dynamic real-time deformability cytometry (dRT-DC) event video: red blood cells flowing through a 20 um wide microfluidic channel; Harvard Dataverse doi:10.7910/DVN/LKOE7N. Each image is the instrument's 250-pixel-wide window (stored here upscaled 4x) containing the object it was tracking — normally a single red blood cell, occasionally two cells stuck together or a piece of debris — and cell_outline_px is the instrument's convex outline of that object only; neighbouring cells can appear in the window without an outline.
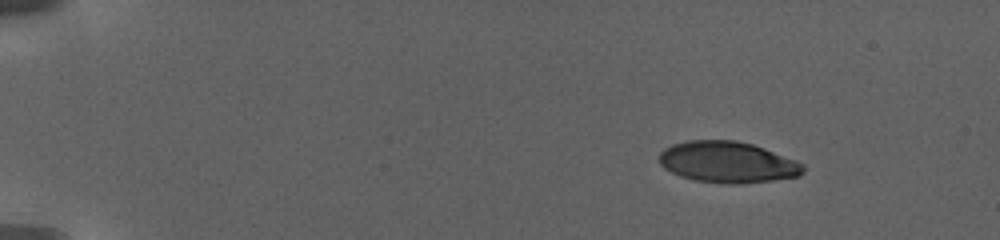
{"species": "human", "species_latin": "Homo sapiens", "temperature_condition": "warm", "stored_images_in_passage": 56, "camera_frame_rate_fps": 3000, "um_per_image_px": 0.085, "donor": {"sex": "female"}, "frame": {"image": 1, "passage_image": 1, "time_ms": 0.0, "image_size_px": [1000, 240], "cell_outline_px": [[804, 172], [800, 176], [772, 180], [740, 184], [728, 184], [696, 180], [680, 176], [664, 168], [660, 164], [660, 152], [664, 148], [672, 144], [688, 140], [736, 140], [752, 144], [764, 148], [796, 160], [804, 164]], "centroid_in_image_um": [61.85, 13.78], "position_along_channel_um": 23.1, "area_um2": 34.62}}
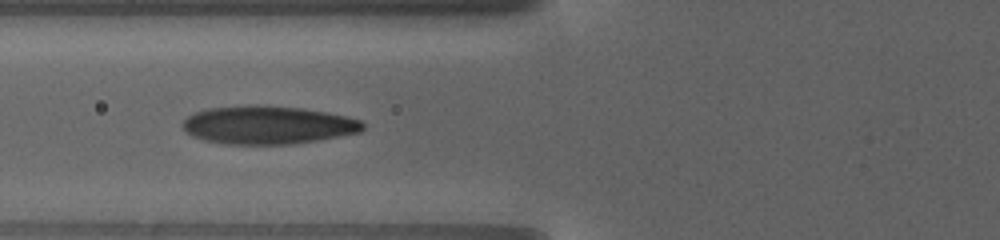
{"frame": {"image": 2, "passage_image": 17, "time_ms": 7.0, "image_size_px": [1000, 240], "cell_outline_px": [[364, 128], [360, 132], [320, 140], [296, 144], [224, 144], [204, 140], [192, 136], [180, 124], [188, 116], [196, 112], [208, 108], [300, 108], [324, 112], [344, 116], [360, 120], [364, 124]], "centroid_in_image_um": [22.79, 10.68], "position_along_channel_um": 103.0, "area_um2": 38.78}}
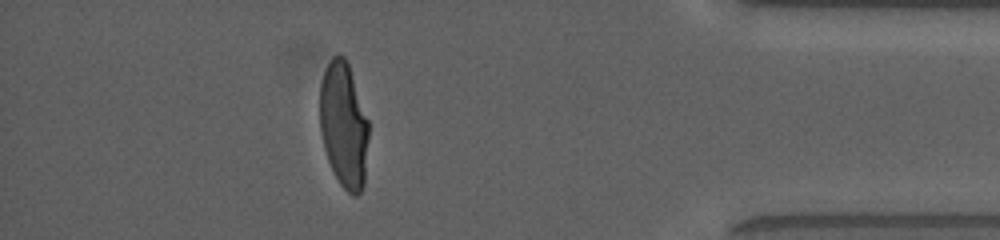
{"frame": {"image": 3, "passage_image": 49, "time_ms": 18.667, "image_size_px": [1000, 240], "cell_outline_px": [[368, 136], [364, 184], [360, 192], [356, 196], [352, 196], [340, 184], [328, 160], [324, 148], [320, 132], [320, 84], [324, 72], [332, 56], [344, 56], [348, 64], [368, 120]], "centroid_in_image_um": [29.21, 10.65], "position_along_channel_um": 406.0, "area_um2": 35.37}, "authors_computed_cell_mechanics": {"area_um2": 36.7608, "velocity_mm_per_s": 2.8892, "shape_relaxation_time_tau1_ms": 6.4384, "shape_relaxation_time_tau2_ms": null, "deformation_change_tau1": 0.2587, "deformation_change_tau2": null}}